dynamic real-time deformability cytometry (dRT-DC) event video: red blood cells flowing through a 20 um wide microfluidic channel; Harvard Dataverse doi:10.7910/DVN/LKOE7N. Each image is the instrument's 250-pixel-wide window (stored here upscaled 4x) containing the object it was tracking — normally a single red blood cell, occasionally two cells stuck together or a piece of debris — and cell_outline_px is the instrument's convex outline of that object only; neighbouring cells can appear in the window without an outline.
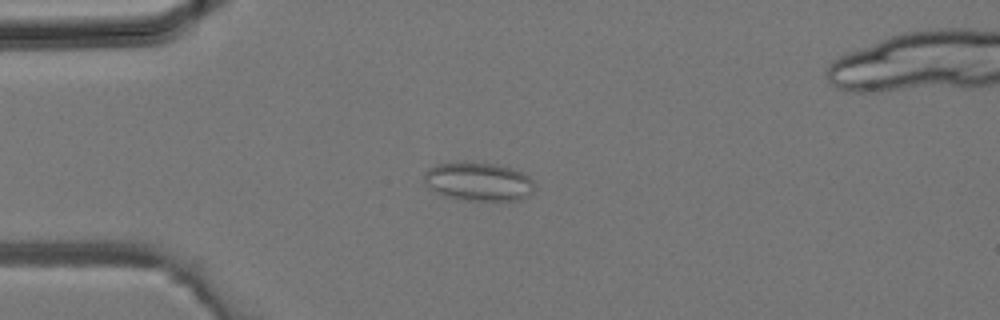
{"species": "common noctule bat (a hibernating species)", "species_latin": "Nyctalus noctula", "temperature_condition": "room temperature", "stored_images_in_passage": 35, "camera_frame_rate_fps": 3000, "um_per_image_px": 0.085, "animal": {"sex": "male", "body_mass_g": 19.2, "forearm_length_mm": 51.8}, "frame": {"image": 1, "passage_image": 7, "time_ms": 2.0, "image_size_px": [1000, 320], "cell_outline_px": [[536, 188], [524, 200], [464, 200], [444, 196], [428, 188], [424, 184], [424, 172], [428, 168], [436, 164], [496, 164], [512, 168], [528, 176], [536, 184]], "centroid_in_image_um": [40.69, 15.47], "position_along_channel_um": 44.3, "area_um2": 24.62}}
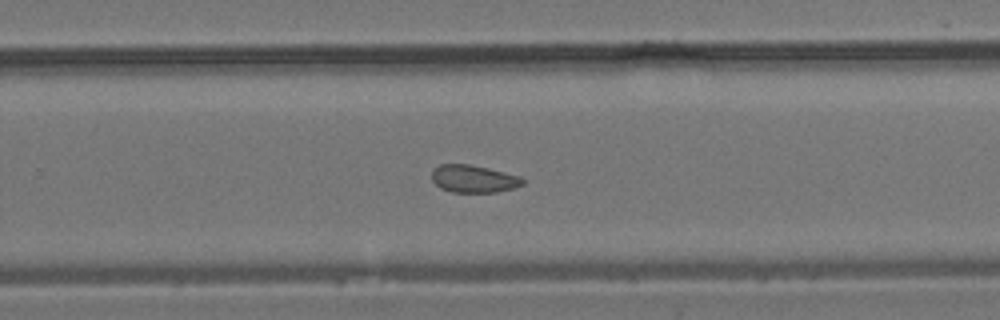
{"frame": {"image": 2, "passage_image": 21, "time_ms": 6.667, "image_size_px": [1000, 320], "cell_outline_px": [[524, 184], [512, 188], [496, 192], [452, 192], [440, 188], [432, 180], [432, 172], [440, 164], [468, 164], [488, 168], [520, 176], [524, 180]], "centroid_in_image_um": [40.25, 15.2], "position_along_channel_um": 289.5, "area_um2": 14.45}}
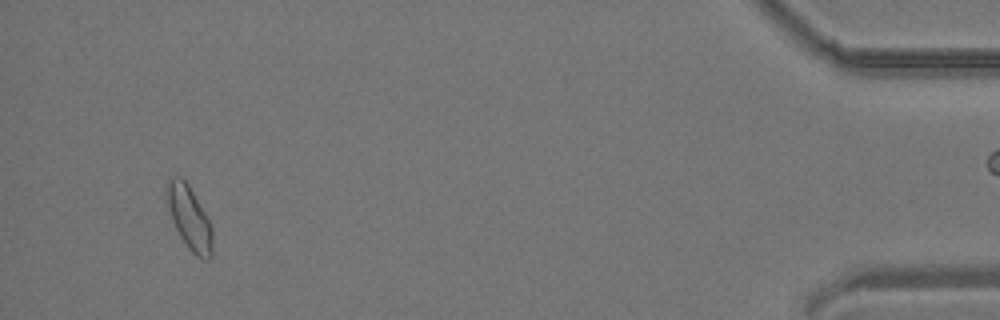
{"frame": {"image": 3, "passage_image": 32, "time_ms": 10.333, "image_size_px": [1000, 320], "cell_outline_px": [[212, 256], [208, 260], [200, 260], [188, 248], [180, 236], [172, 220], [164, 192], [168, 176], [180, 176], [188, 184], [208, 216], [212, 228]], "centroid_in_image_um": [16.09, 18.49], "position_along_channel_um": 419.1, "area_um2": 17.28}}